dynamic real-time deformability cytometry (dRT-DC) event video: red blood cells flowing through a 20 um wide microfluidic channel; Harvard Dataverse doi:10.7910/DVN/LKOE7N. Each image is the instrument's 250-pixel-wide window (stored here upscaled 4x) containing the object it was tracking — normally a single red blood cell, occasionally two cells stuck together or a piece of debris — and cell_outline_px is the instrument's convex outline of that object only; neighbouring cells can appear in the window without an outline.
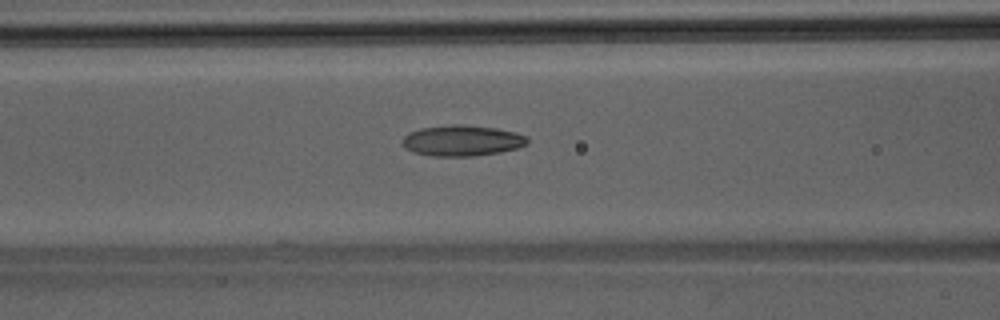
{"species": "Egyptian fruit bat (a non-hibernating species)", "species_latin": "Rousettus aegyptiacus", "temperature_condition": "room temperature", "stored_images_in_passage": 46, "camera_frame_rate_fps": 3000, "um_per_image_px": 0.085, "animal": {"sex": "male"}, "frame": {"image": 1, "passage_image": 19, "time_ms": 6.0, "image_size_px": [1000, 320], "cell_outline_px": [[528, 144], [520, 148], [500, 152], [472, 156], [432, 156], [412, 152], [404, 144], [404, 136], [408, 132], [420, 128], [452, 124], [464, 124], [496, 128], [516, 132], [528, 136]], "centroid_in_image_um": [39.33, 11.94], "position_along_channel_um": 127.3, "area_um2": 22.6}}
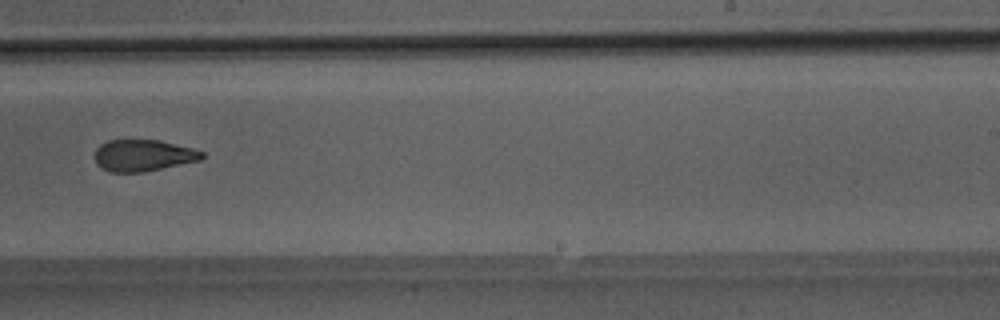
{"frame": {"image": 2, "passage_image": 29, "time_ms": 9.333, "image_size_px": [1000, 320], "cell_outline_px": [[204, 156], [200, 160], [144, 172], [112, 172], [100, 168], [96, 164], [96, 148], [100, 144], [108, 140], [160, 140], [192, 148], [204, 152]], "centroid_in_image_um": [12.16, 13.21], "position_along_channel_um": 276.8, "area_um2": 19.71}}
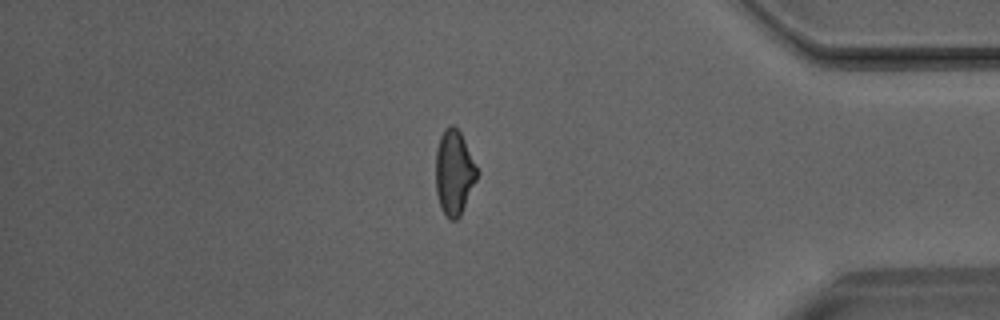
{"frame": {"image": 3, "passage_image": 39, "time_ms": 12.667, "image_size_px": [1000, 320], "cell_outline_px": [[480, 172], [460, 216], [456, 220], [448, 220], [440, 208], [436, 192], [436, 148], [440, 136], [444, 128], [452, 124], [460, 132]], "centroid_in_image_um": [38.6, 14.68], "position_along_channel_um": 396.6, "area_um2": 20.63}}